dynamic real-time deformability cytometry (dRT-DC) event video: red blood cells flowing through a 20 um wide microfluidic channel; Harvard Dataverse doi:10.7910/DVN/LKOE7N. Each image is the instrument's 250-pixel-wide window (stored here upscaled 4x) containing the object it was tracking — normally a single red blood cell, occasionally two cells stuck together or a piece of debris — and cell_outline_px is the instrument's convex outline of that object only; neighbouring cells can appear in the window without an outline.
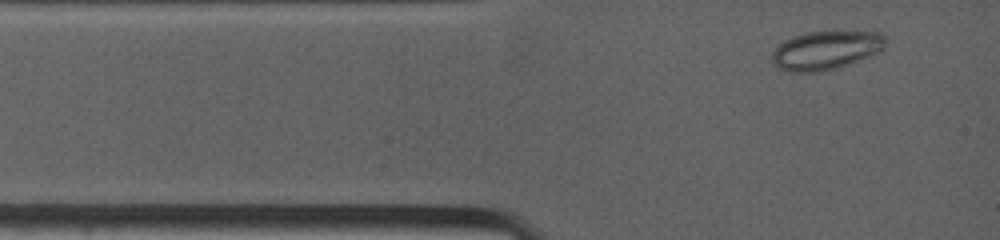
{"species": "common noctule bat (a hibernating species)", "species_latin": "Nyctalus noctula", "temperature_condition": "warm", "stored_images_in_passage": 4, "camera_frame_rate_fps": 4500, "um_per_image_px": 0.085, "animal": {"sex": "female", "body_mass_g": 19.0, "forearm_length_mm": 53.3}, "frame": {"image": 1, "passage_image": 1, "time_ms": 0.0, "image_size_px": [1000, 240], "cell_outline_px": [[884, 48], [876, 52], [840, 68], [820, 72], [788, 72], [772, 64], [768, 60], [772, 52], [784, 40], [808, 32], [832, 28], [836, 28], [880, 32], [884, 36]], "centroid_in_image_um": [70.18, 4.23], "position_along_channel_um": 14.8, "area_um2": 26.53}}